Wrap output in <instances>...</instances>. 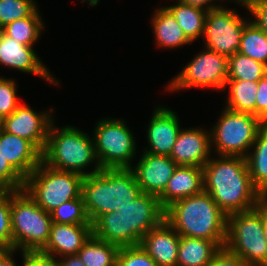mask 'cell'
Instances as JSON below:
<instances>
[{
	"mask_svg": "<svg viewBox=\"0 0 267 266\" xmlns=\"http://www.w3.org/2000/svg\"><path fill=\"white\" fill-rule=\"evenodd\" d=\"M218 157L203 166L204 191L227 216L254 209L264 197L251 181L246 158Z\"/></svg>",
	"mask_w": 267,
	"mask_h": 266,
	"instance_id": "obj_1",
	"label": "cell"
},
{
	"mask_svg": "<svg viewBox=\"0 0 267 266\" xmlns=\"http://www.w3.org/2000/svg\"><path fill=\"white\" fill-rule=\"evenodd\" d=\"M164 220L165 209L158 197L142 192L129 204L100 216L92 224V232L119 247L138 246L143 236Z\"/></svg>",
	"mask_w": 267,
	"mask_h": 266,
	"instance_id": "obj_2",
	"label": "cell"
},
{
	"mask_svg": "<svg viewBox=\"0 0 267 266\" xmlns=\"http://www.w3.org/2000/svg\"><path fill=\"white\" fill-rule=\"evenodd\" d=\"M165 221L180 236L214 241L221 248L225 245L227 215L204 190L168 206Z\"/></svg>",
	"mask_w": 267,
	"mask_h": 266,
	"instance_id": "obj_3",
	"label": "cell"
},
{
	"mask_svg": "<svg viewBox=\"0 0 267 266\" xmlns=\"http://www.w3.org/2000/svg\"><path fill=\"white\" fill-rule=\"evenodd\" d=\"M130 168L102 169L82 181V197L90 223L129 204L141 194Z\"/></svg>",
	"mask_w": 267,
	"mask_h": 266,
	"instance_id": "obj_4",
	"label": "cell"
},
{
	"mask_svg": "<svg viewBox=\"0 0 267 266\" xmlns=\"http://www.w3.org/2000/svg\"><path fill=\"white\" fill-rule=\"evenodd\" d=\"M42 161L53 169L77 173L83 177L102 170L93 138L72 125L60 129L54 123L51 124ZM93 162L94 169L91 172L84 171Z\"/></svg>",
	"mask_w": 267,
	"mask_h": 266,
	"instance_id": "obj_5",
	"label": "cell"
},
{
	"mask_svg": "<svg viewBox=\"0 0 267 266\" xmlns=\"http://www.w3.org/2000/svg\"><path fill=\"white\" fill-rule=\"evenodd\" d=\"M53 221L24 190L11 191L13 250L41 251L47 244Z\"/></svg>",
	"mask_w": 267,
	"mask_h": 266,
	"instance_id": "obj_6",
	"label": "cell"
},
{
	"mask_svg": "<svg viewBox=\"0 0 267 266\" xmlns=\"http://www.w3.org/2000/svg\"><path fill=\"white\" fill-rule=\"evenodd\" d=\"M224 247L247 266H267V241L263 232L262 200L254 209L227 216Z\"/></svg>",
	"mask_w": 267,
	"mask_h": 266,
	"instance_id": "obj_7",
	"label": "cell"
},
{
	"mask_svg": "<svg viewBox=\"0 0 267 266\" xmlns=\"http://www.w3.org/2000/svg\"><path fill=\"white\" fill-rule=\"evenodd\" d=\"M83 176L53 169L43 161L25 179L24 190L46 212L51 213L62 203L79 198Z\"/></svg>",
	"mask_w": 267,
	"mask_h": 266,
	"instance_id": "obj_8",
	"label": "cell"
},
{
	"mask_svg": "<svg viewBox=\"0 0 267 266\" xmlns=\"http://www.w3.org/2000/svg\"><path fill=\"white\" fill-rule=\"evenodd\" d=\"M262 128V120L257 116L224 107L216 125L209 130L211 148L217 156L246 157Z\"/></svg>",
	"mask_w": 267,
	"mask_h": 266,
	"instance_id": "obj_9",
	"label": "cell"
},
{
	"mask_svg": "<svg viewBox=\"0 0 267 266\" xmlns=\"http://www.w3.org/2000/svg\"><path fill=\"white\" fill-rule=\"evenodd\" d=\"M122 119H100L93 142L102 169L131 168L136 157V139Z\"/></svg>",
	"mask_w": 267,
	"mask_h": 266,
	"instance_id": "obj_10",
	"label": "cell"
},
{
	"mask_svg": "<svg viewBox=\"0 0 267 266\" xmlns=\"http://www.w3.org/2000/svg\"><path fill=\"white\" fill-rule=\"evenodd\" d=\"M168 83V90L216 88L223 91L228 80V57L205 48Z\"/></svg>",
	"mask_w": 267,
	"mask_h": 266,
	"instance_id": "obj_11",
	"label": "cell"
},
{
	"mask_svg": "<svg viewBox=\"0 0 267 266\" xmlns=\"http://www.w3.org/2000/svg\"><path fill=\"white\" fill-rule=\"evenodd\" d=\"M250 20L223 6L209 10L204 26V47L227 57L234 55L239 50L244 26Z\"/></svg>",
	"mask_w": 267,
	"mask_h": 266,
	"instance_id": "obj_12",
	"label": "cell"
},
{
	"mask_svg": "<svg viewBox=\"0 0 267 266\" xmlns=\"http://www.w3.org/2000/svg\"><path fill=\"white\" fill-rule=\"evenodd\" d=\"M53 111L36 112L25 104H20L8 117L0 121V128L32 142L42 153L45 150L50 126L55 122Z\"/></svg>",
	"mask_w": 267,
	"mask_h": 266,
	"instance_id": "obj_13",
	"label": "cell"
},
{
	"mask_svg": "<svg viewBox=\"0 0 267 266\" xmlns=\"http://www.w3.org/2000/svg\"><path fill=\"white\" fill-rule=\"evenodd\" d=\"M0 65L41 76L42 79L59 85V81L54 79L48 68L43 65L33 47L25 46L14 38L5 35L0 30Z\"/></svg>",
	"mask_w": 267,
	"mask_h": 266,
	"instance_id": "obj_14",
	"label": "cell"
},
{
	"mask_svg": "<svg viewBox=\"0 0 267 266\" xmlns=\"http://www.w3.org/2000/svg\"><path fill=\"white\" fill-rule=\"evenodd\" d=\"M177 163L170 156L144 152L133 171L141 192L159 197L172 177Z\"/></svg>",
	"mask_w": 267,
	"mask_h": 266,
	"instance_id": "obj_15",
	"label": "cell"
},
{
	"mask_svg": "<svg viewBox=\"0 0 267 266\" xmlns=\"http://www.w3.org/2000/svg\"><path fill=\"white\" fill-rule=\"evenodd\" d=\"M181 129L179 118L173 110L156 107L146 130L149 147L144 148L143 152L170 156Z\"/></svg>",
	"mask_w": 267,
	"mask_h": 266,
	"instance_id": "obj_16",
	"label": "cell"
},
{
	"mask_svg": "<svg viewBox=\"0 0 267 266\" xmlns=\"http://www.w3.org/2000/svg\"><path fill=\"white\" fill-rule=\"evenodd\" d=\"M210 132L199 127L181 129L170 157L177 165L201 167L211 158Z\"/></svg>",
	"mask_w": 267,
	"mask_h": 266,
	"instance_id": "obj_17",
	"label": "cell"
},
{
	"mask_svg": "<svg viewBox=\"0 0 267 266\" xmlns=\"http://www.w3.org/2000/svg\"><path fill=\"white\" fill-rule=\"evenodd\" d=\"M0 154L26 179L42 162V152L25 138L0 128Z\"/></svg>",
	"mask_w": 267,
	"mask_h": 266,
	"instance_id": "obj_18",
	"label": "cell"
},
{
	"mask_svg": "<svg viewBox=\"0 0 267 266\" xmlns=\"http://www.w3.org/2000/svg\"><path fill=\"white\" fill-rule=\"evenodd\" d=\"M179 243L180 235L164 220L143 236L140 246L159 266H177Z\"/></svg>",
	"mask_w": 267,
	"mask_h": 266,
	"instance_id": "obj_19",
	"label": "cell"
},
{
	"mask_svg": "<svg viewBox=\"0 0 267 266\" xmlns=\"http://www.w3.org/2000/svg\"><path fill=\"white\" fill-rule=\"evenodd\" d=\"M92 234V225L53 222L48 242L41 252L53 257L59 255V258L77 255Z\"/></svg>",
	"mask_w": 267,
	"mask_h": 266,
	"instance_id": "obj_20",
	"label": "cell"
},
{
	"mask_svg": "<svg viewBox=\"0 0 267 266\" xmlns=\"http://www.w3.org/2000/svg\"><path fill=\"white\" fill-rule=\"evenodd\" d=\"M203 190V168L178 165L158 199L166 209L172 203L199 194Z\"/></svg>",
	"mask_w": 267,
	"mask_h": 266,
	"instance_id": "obj_21",
	"label": "cell"
},
{
	"mask_svg": "<svg viewBox=\"0 0 267 266\" xmlns=\"http://www.w3.org/2000/svg\"><path fill=\"white\" fill-rule=\"evenodd\" d=\"M151 21L157 46L166 49H176L192 43L166 7L163 6L158 10L156 9Z\"/></svg>",
	"mask_w": 267,
	"mask_h": 266,
	"instance_id": "obj_22",
	"label": "cell"
},
{
	"mask_svg": "<svg viewBox=\"0 0 267 266\" xmlns=\"http://www.w3.org/2000/svg\"><path fill=\"white\" fill-rule=\"evenodd\" d=\"M220 248L214 241L180 236L177 266H207Z\"/></svg>",
	"mask_w": 267,
	"mask_h": 266,
	"instance_id": "obj_23",
	"label": "cell"
},
{
	"mask_svg": "<svg viewBox=\"0 0 267 266\" xmlns=\"http://www.w3.org/2000/svg\"><path fill=\"white\" fill-rule=\"evenodd\" d=\"M253 148V149H252ZM252 150V151H251ZM251 151V152H250ZM246 158L254 187L263 197L267 196V129L262 128Z\"/></svg>",
	"mask_w": 267,
	"mask_h": 266,
	"instance_id": "obj_24",
	"label": "cell"
},
{
	"mask_svg": "<svg viewBox=\"0 0 267 266\" xmlns=\"http://www.w3.org/2000/svg\"><path fill=\"white\" fill-rule=\"evenodd\" d=\"M226 88L229 94L225 108L255 116L258 81L227 80L224 89Z\"/></svg>",
	"mask_w": 267,
	"mask_h": 266,
	"instance_id": "obj_25",
	"label": "cell"
},
{
	"mask_svg": "<svg viewBox=\"0 0 267 266\" xmlns=\"http://www.w3.org/2000/svg\"><path fill=\"white\" fill-rule=\"evenodd\" d=\"M120 247L98 239L93 234L77 253L85 266H117Z\"/></svg>",
	"mask_w": 267,
	"mask_h": 266,
	"instance_id": "obj_26",
	"label": "cell"
},
{
	"mask_svg": "<svg viewBox=\"0 0 267 266\" xmlns=\"http://www.w3.org/2000/svg\"><path fill=\"white\" fill-rule=\"evenodd\" d=\"M171 6H165L175 17V20L183 29L186 37L191 41L203 37L205 19L208 11L176 1Z\"/></svg>",
	"mask_w": 267,
	"mask_h": 266,
	"instance_id": "obj_27",
	"label": "cell"
},
{
	"mask_svg": "<svg viewBox=\"0 0 267 266\" xmlns=\"http://www.w3.org/2000/svg\"><path fill=\"white\" fill-rule=\"evenodd\" d=\"M39 14L37 8L29 17L15 20L3 27L1 31L19 43L33 47L40 37L42 29H45L44 22H42Z\"/></svg>",
	"mask_w": 267,
	"mask_h": 266,
	"instance_id": "obj_28",
	"label": "cell"
},
{
	"mask_svg": "<svg viewBox=\"0 0 267 266\" xmlns=\"http://www.w3.org/2000/svg\"><path fill=\"white\" fill-rule=\"evenodd\" d=\"M267 66L239 52L228 57V80L259 81Z\"/></svg>",
	"mask_w": 267,
	"mask_h": 266,
	"instance_id": "obj_29",
	"label": "cell"
},
{
	"mask_svg": "<svg viewBox=\"0 0 267 266\" xmlns=\"http://www.w3.org/2000/svg\"><path fill=\"white\" fill-rule=\"evenodd\" d=\"M238 52L267 66V35L249 21L244 26Z\"/></svg>",
	"mask_w": 267,
	"mask_h": 266,
	"instance_id": "obj_30",
	"label": "cell"
},
{
	"mask_svg": "<svg viewBox=\"0 0 267 266\" xmlns=\"http://www.w3.org/2000/svg\"><path fill=\"white\" fill-rule=\"evenodd\" d=\"M50 214L54 223L92 225L86 213L82 195L62 203Z\"/></svg>",
	"mask_w": 267,
	"mask_h": 266,
	"instance_id": "obj_31",
	"label": "cell"
},
{
	"mask_svg": "<svg viewBox=\"0 0 267 266\" xmlns=\"http://www.w3.org/2000/svg\"><path fill=\"white\" fill-rule=\"evenodd\" d=\"M35 0H0V30L15 20L29 17L36 9Z\"/></svg>",
	"mask_w": 267,
	"mask_h": 266,
	"instance_id": "obj_32",
	"label": "cell"
},
{
	"mask_svg": "<svg viewBox=\"0 0 267 266\" xmlns=\"http://www.w3.org/2000/svg\"><path fill=\"white\" fill-rule=\"evenodd\" d=\"M0 250H13L11 191L0 190Z\"/></svg>",
	"mask_w": 267,
	"mask_h": 266,
	"instance_id": "obj_33",
	"label": "cell"
},
{
	"mask_svg": "<svg viewBox=\"0 0 267 266\" xmlns=\"http://www.w3.org/2000/svg\"><path fill=\"white\" fill-rule=\"evenodd\" d=\"M17 87L15 80L0 77V121L11 115L21 104L17 97Z\"/></svg>",
	"mask_w": 267,
	"mask_h": 266,
	"instance_id": "obj_34",
	"label": "cell"
},
{
	"mask_svg": "<svg viewBox=\"0 0 267 266\" xmlns=\"http://www.w3.org/2000/svg\"><path fill=\"white\" fill-rule=\"evenodd\" d=\"M117 266H159L140 246L120 247Z\"/></svg>",
	"mask_w": 267,
	"mask_h": 266,
	"instance_id": "obj_35",
	"label": "cell"
},
{
	"mask_svg": "<svg viewBox=\"0 0 267 266\" xmlns=\"http://www.w3.org/2000/svg\"><path fill=\"white\" fill-rule=\"evenodd\" d=\"M24 184L25 179L0 154V190L19 191Z\"/></svg>",
	"mask_w": 267,
	"mask_h": 266,
	"instance_id": "obj_36",
	"label": "cell"
},
{
	"mask_svg": "<svg viewBox=\"0 0 267 266\" xmlns=\"http://www.w3.org/2000/svg\"><path fill=\"white\" fill-rule=\"evenodd\" d=\"M244 7L255 18L251 22L267 35V0H245Z\"/></svg>",
	"mask_w": 267,
	"mask_h": 266,
	"instance_id": "obj_37",
	"label": "cell"
},
{
	"mask_svg": "<svg viewBox=\"0 0 267 266\" xmlns=\"http://www.w3.org/2000/svg\"><path fill=\"white\" fill-rule=\"evenodd\" d=\"M22 253V266H59L57 257L45 254L41 251H27Z\"/></svg>",
	"mask_w": 267,
	"mask_h": 266,
	"instance_id": "obj_38",
	"label": "cell"
},
{
	"mask_svg": "<svg viewBox=\"0 0 267 266\" xmlns=\"http://www.w3.org/2000/svg\"><path fill=\"white\" fill-rule=\"evenodd\" d=\"M207 266H247L245 262L236 254L222 247L212 257Z\"/></svg>",
	"mask_w": 267,
	"mask_h": 266,
	"instance_id": "obj_39",
	"label": "cell"
},
{
	"mask_svg": "<svg viewBox=\"0 0 267 266\" xmlns=\"http://www.w3.org/2000/svg\"><path fill=\"white\" fill-rule=\"evenodd\" d=\"M255 116L261 120L267 116V74L258 81Z\"/></svg>",
	"mask_w": 267,
	"mask_h": 266,
	"instance_id": "obj_40",
	"label": "cell"
},
{
	"mask_svg": "<svg viewBox=\"0 0 267 266\" xmlns=\"http://www.w3.org/2000/svg\"><path fill=\"white\" fill-rule=\"evenodd\" d=\"M176 1L186 4V5H191L193 7L201 8L205 11H209V10H213V9L221 7V5L220 6L217 5L216 2H214V0H176Z\"/></svg>",
	"mask_w": 267,
	"mask_h": 266,
	"instance_id": "obj_41",
	"label": "cell"
},
{
	"mask_svg": "<svg viewBox=\"0 0 267 266\" xmlns=\"http://www.w3.org/2000/svg\"><path fill=\"white\" fill-rule=\"evenodd\" d=\"M59 266H85L78 255H67L58 259Z\"/></svg>",
	"mask_w": 267,
	"mask_h": 266,
	"instance_id": "obj_42",
	"label": "cell"
},
{
	"mask_svg": "<svg viewBox=\"0 0 267 266\" xmlns=\"http://www.w3.org/2000/svg\"><path fill=\"white\" fill-rule=\"evenodd\" d=\"M16 252V250H0V266H16L12 257Z\"/></svg>",
	"mask_w": 267,
	"mask_h": 266,
	"instance_id": "obj_43",
	"label": "cell"
},
{
	"mask_svg": "<svg viewBox=\"0 0 267 266\" xmlns=\"http://www.w3.org/2000/svg\"><path fill=\"white\" fill-rule=\"evenodd\" d=\"M262 223H263V232L265 239L267 241V198L262 199Z\"/></svg>",
	"mask_w": 267,
	"mask_h": 266,
	"instance_id": "obj_44",
	"label": "cell"
},
{
	"mask_svg": "<svg viewBox=\"0 0 267 266\" xmlns=\"http://www.w3.org/2000/svg\"><path fill=\"white\" fill-rule=\"evenodd\" d=\"M221 1H223V0H221ZM224 1H226V0H224ZM232 1L241 4V6H245V0H232Z\"/></svg>",
	"mask_w": 267,
	"mask_h": 266,
	"instance_id": "obj_45",
	"label": "cell"
},
{
	"mask_svg": "<svg viewBox=\"0 0 267 266\" xmlns=\"http://www.w3.org/2000/svg\"><path fill=\"white\" fill-rule=\"evenodd\" d=\"M262 126L267 129V116L262 120Z\"/></svg>",
	"mask_w": 267,
	"mask_h": 266,
	"instance_id": "obj_46",
	"label": "cell"
}]
</instances>
